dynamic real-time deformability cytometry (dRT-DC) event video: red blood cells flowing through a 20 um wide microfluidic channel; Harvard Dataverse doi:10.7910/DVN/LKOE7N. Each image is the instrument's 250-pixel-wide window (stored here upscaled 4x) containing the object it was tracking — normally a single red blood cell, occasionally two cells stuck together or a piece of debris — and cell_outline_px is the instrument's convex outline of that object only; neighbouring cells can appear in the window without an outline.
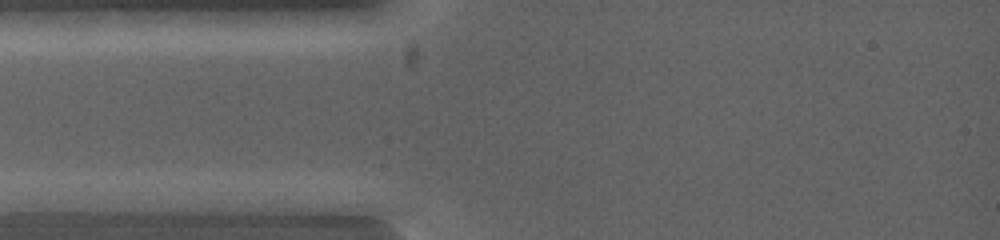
{"species": "common noctule bat (a hibernating species)", "species_latin": "Nyctalus noctula", "temperature_condition": "warm", "stored_images_in_passage": 4, "camera_frame_rate_fps": 5000, "um_per_image_px": 0.085, "animal": {"sex": "female", "body_mass_g": 19.0, "forearm_length_mm": 53.3}, "frame": {"image": 1, "passage_image": 1, "time_ms": 0.0, "image_size_px": [1000, 240], "cell_outline_px": [[308, 200], [304, 216], [292, 216], [212, 208], [200, 200], [224, 192], [272, 192]], "centroid_in_image_um": [21.98, 17.26], "position_along_channel_um": 63.0, "area_um2": 13.41}}